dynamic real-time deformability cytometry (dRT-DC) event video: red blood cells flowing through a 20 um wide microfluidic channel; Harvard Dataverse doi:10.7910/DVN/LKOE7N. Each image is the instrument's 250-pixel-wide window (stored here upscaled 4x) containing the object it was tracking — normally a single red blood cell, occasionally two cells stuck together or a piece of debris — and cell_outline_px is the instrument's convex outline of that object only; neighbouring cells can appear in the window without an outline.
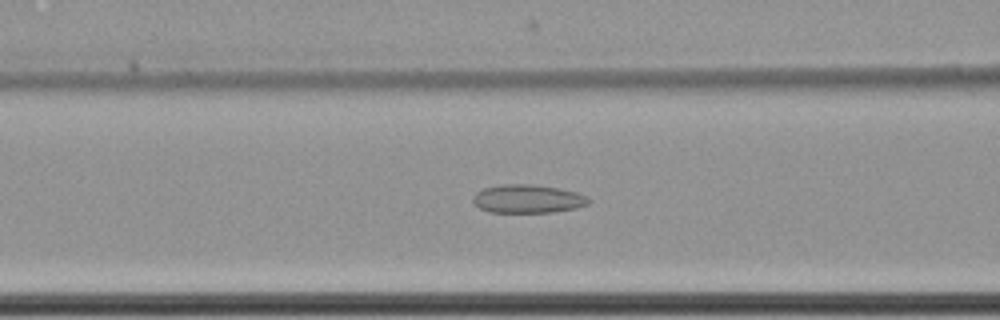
{"species": "common noctule bat (a hibernating species)", "species_latin": "Nyctalus noctula", "temperature_condition": "cold", "stored_images_in_passage": 50, "camera_frame_rate_fps": 3000, "um_per_image_px": 0.085, "animal": {"sex": "female", "body_mass_g": 22.7, "forearm_length_mm": 54.2}, "frame": {"image": 1, "passage_image": 15, "time_ms": 4.667, "image_size_px": [1000, 320], "cell_outline_px": [[592, 200], [588, 204], [576, 208], [552, 212], [488, 212], [480, 208], [472, 200], [472, 196], [476, 192], [484, 188], [500, 184], [532, 184], [560, 188], [576, 192], [588, 196]], "centroid_in_image_um": [44.87, 16.89], "position_along_channel_um": 121.7, "area_um2": 19.31}}
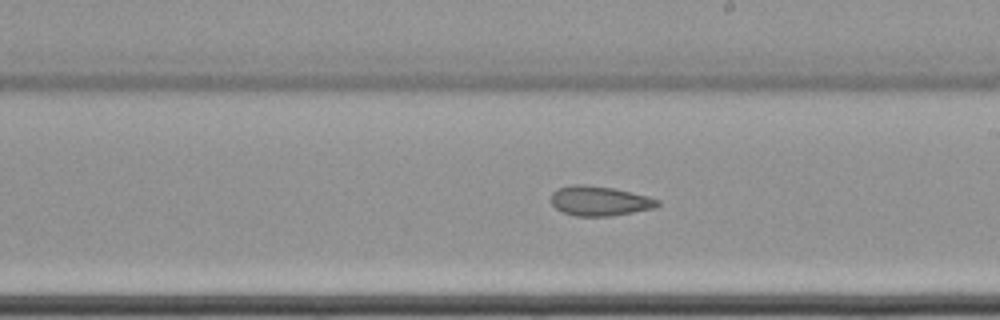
{"frame": {"image": 2, "passage_image": 25, "time_ms": 8.0, "image_size_px": [1000, 320], "cell_outline_px": [[660, 204], [656, 208], [612, 216], [576, 216], [564, 212], [556, 208], [552, 204], [552, 192], [556, 188], [572, 184], [584, 184], [612, 188], [648, 196], [660, 200]], "centroid_in_image_um": [50.98, 17.08], "position_along_channel_um": 238.0, "area_um2": 18.5}}
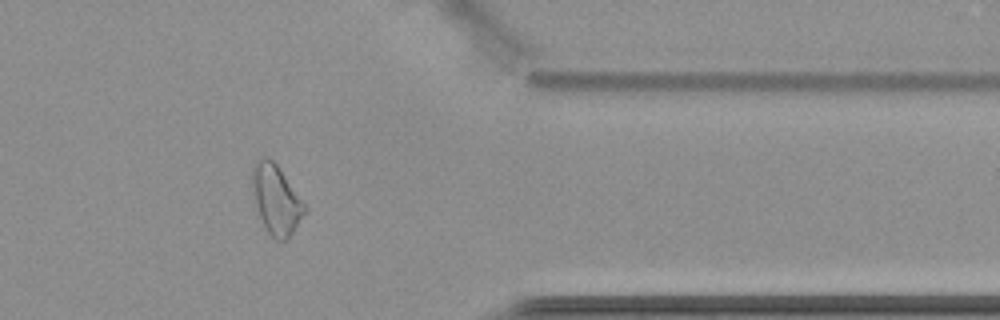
{"frame": {"image": 3, "passage_image": 39, "time_ms": 12.667, "image_size_px": [1000, 320], "cell_outline_px": [[308, 208], [292, 232], [284, 240], [276, 240], [264, 228], [256, 208], [252, 192], [252, 168], [256, 160], [260, 156], [268, 156], [276, 164]], "centroid_in_image_um": [23.43, 16.93], "position_along_channel_um": 388.0, "area_um2": 21.04}, "authors_computed_cell_mechanics": {"area_um2": 20.1722, "velocity_mm_per_s": 3.4905, "shape_relaxation_time_tau1_ms": null, "shape_relaxation_time_tau2_ms": 3.98, "deformation_change_tau1": null, "deformation_change_tau2": 0.1064}}